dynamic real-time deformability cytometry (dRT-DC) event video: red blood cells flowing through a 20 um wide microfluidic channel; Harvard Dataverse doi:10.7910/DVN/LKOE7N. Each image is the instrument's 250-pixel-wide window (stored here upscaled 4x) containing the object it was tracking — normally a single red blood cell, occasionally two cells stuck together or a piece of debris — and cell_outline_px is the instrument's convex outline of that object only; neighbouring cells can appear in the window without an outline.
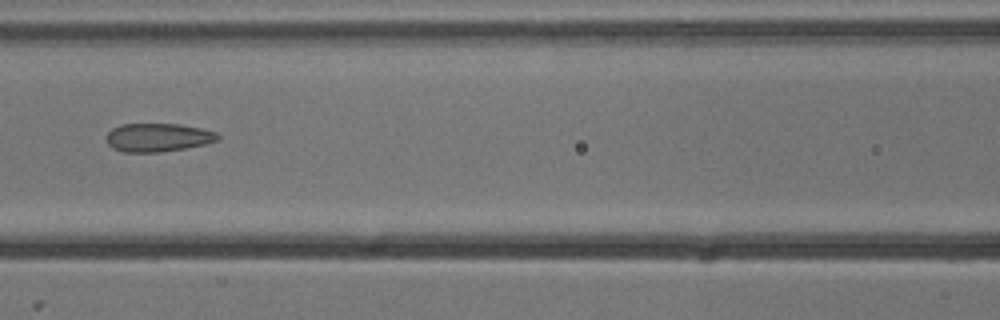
{"species": "common noctule bat (a hibernating species)", "species_latin": "Nyctalus noctula", "temperature_condition": "cold", "stored_images_in_passage": 7, "camera_frame_rate_fps": 3000, "um_per_image_px": 0.085, "animal": {"sex": "male", "body_mass_g": 13.3}, "frame": {"image": 1, "passage_image": 7, "time_ms": 2.0, "image_size_px": [1000, 320], "cell_outline_px": [[220, 140], [208, 144], [160, 152], [124, 152], [112, 148], [108, 144], [108, 132], [112, 128], [120, 124], [180, 124], [200, 128], [216, 132], [220, 136]], "centroid_in_image_um": [13.46, 11.68], "position_along_channel_um": 153.1, "area_um2": 18.5}}